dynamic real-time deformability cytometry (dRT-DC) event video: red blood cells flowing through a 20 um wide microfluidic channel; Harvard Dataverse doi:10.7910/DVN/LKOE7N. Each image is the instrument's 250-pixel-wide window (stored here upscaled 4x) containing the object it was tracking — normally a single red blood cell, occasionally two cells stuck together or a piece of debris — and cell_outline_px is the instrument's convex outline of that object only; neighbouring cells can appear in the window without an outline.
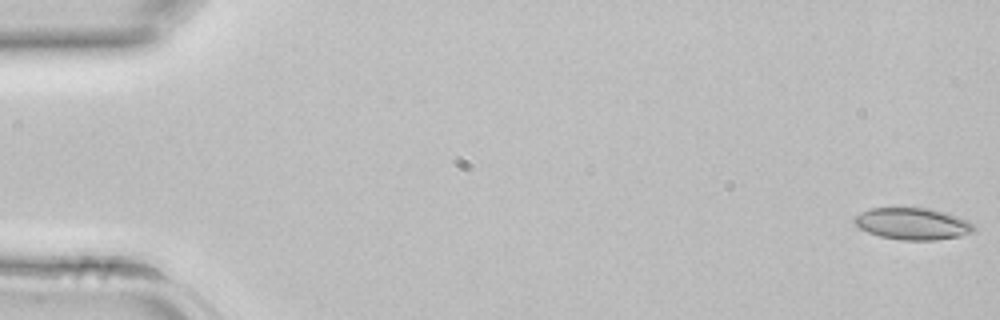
{"species": "common noctule bat (a hibernating species)", "species_latin": "Nyctalus noctula", "temperature_condition": "room temperature", "stored_images_in_passage": 26, "camera_frame_rate_fps": 3000, "um_per_image_px": 0.085, "animal": {"sex": "female", "body_mass_g": 22.7, "forearm_length_mm": 54.2}, "frame": {"image": 1, "passage_image": 1, "time_ms": 0.0, "image_size_px": [1000, 320], "cell_outline_px": [[976, 228], [972, 232], [960, 236], [936, 240], [900, 240], [880, 236], [868, 232], [860, 228], [852, 220], [860, 212], [872, 208], [932, 208], [948, 212], [968, 220]], "centroid_in_image_um": [77.6, 19.01], "position_along_channel_um": 7.4, "area_um2": 22.25}}
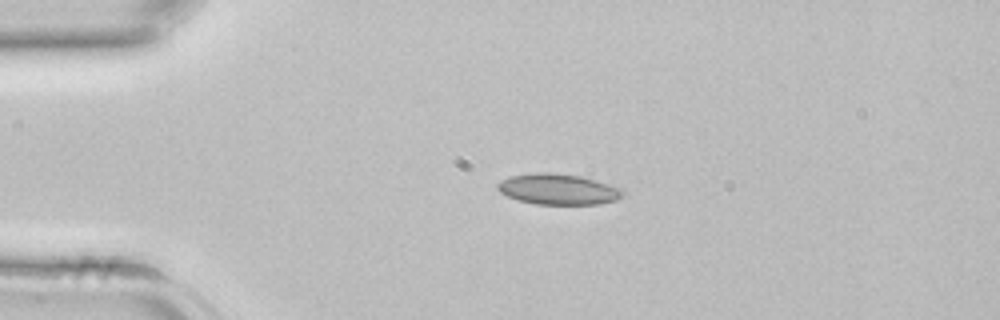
{"frame": {"image": 2, "passage_image": 10, "time_ms": 3.0, "image_size_px": [1000, 320], "cell_outline_px": [[624, 192], [616, 200], [600, 204], [536, 204], [516, 200], [500, 192], [496, 188], [496, 184], [500, 180], [512, 176], [536, 172], [548, 172], [580, 176], [608, 184], [620, 188]], "centroid_in_image_um": [47.39, 16.09], "position_along_channel_um": 37.6, "area_um2": 22.31}}
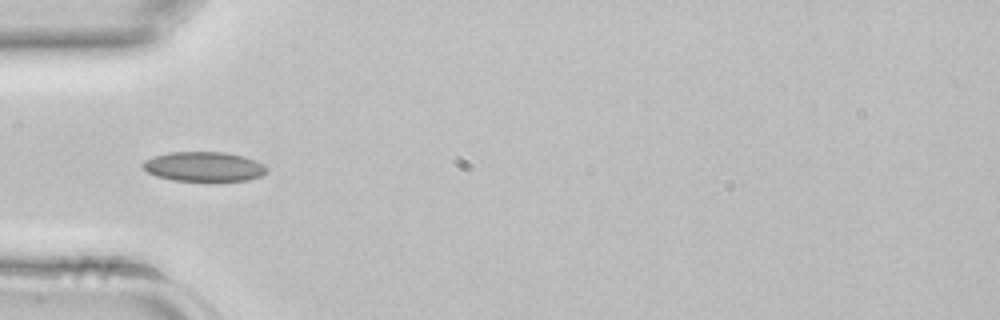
{"frame": {"image": 3, "passage_image": 14, "time_ms": 4.333, "image_size_px": [1000, 320], "cell_outline_px": [[268, 172], [260, 176], [248, 180], [172, 180], [156, 176], [148, 172], [144, 168], [144, 160], [152, 156], [168, 152], [224, 152], [244, 156], [256, 160], [264, 164], [268, 168]], "centroid_in_image_um": [17.36, 14.14], "position_along_channel_um": 67.6, "area_um2": 21.33}}